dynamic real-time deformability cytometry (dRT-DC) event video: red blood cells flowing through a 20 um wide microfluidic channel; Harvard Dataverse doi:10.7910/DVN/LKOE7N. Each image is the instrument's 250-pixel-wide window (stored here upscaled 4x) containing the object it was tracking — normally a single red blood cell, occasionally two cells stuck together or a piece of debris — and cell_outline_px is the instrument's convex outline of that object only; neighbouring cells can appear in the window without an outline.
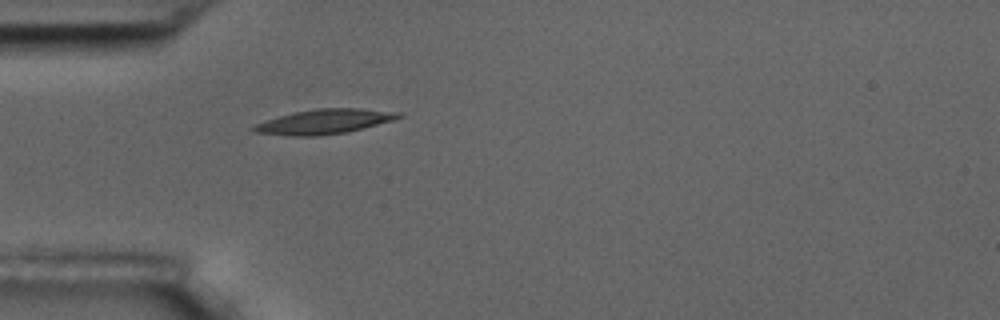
{"species": "common noctule bat (a hibernating species)", "species_latin": "Nyctalus noctula", "temperature_condition": "room temperature", "stored_images_in_passage": 40, "camera_frame_rate_fps": 3000, "um_per_image_px": 0.085, "animal": {"sex": "male", "body_mass_g": 17.5, "forearm_length_mm": 52.3}, "frame": {"image": 1, "passage_image": 1, "time_ms": 0.0, "image_size_px": [1000, 320], "cell_outline_px": [[404, 116], [392, 120], [348, 132], [316, 136], [288, 136], [252, 132], [252, 124], [280, 116], [296, 112], [316, 108], [360, 108], [404, 112]], "centroid_in_image_um": [27.57, 10.33], "position_along_channel_um": 57.4, "area_um2": 20.98}}
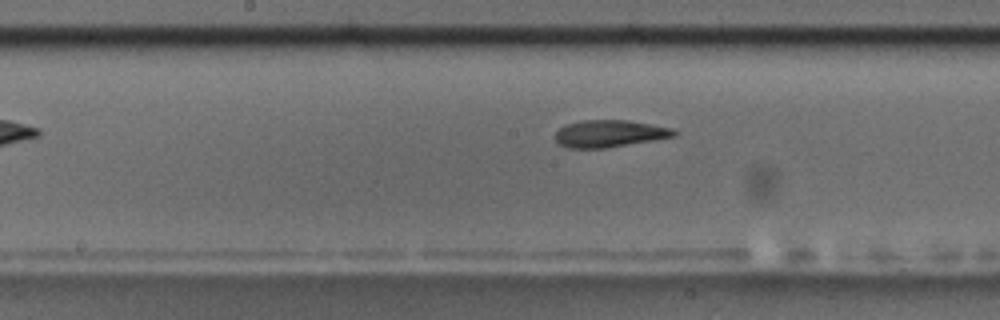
{"frame": {"image": 2, "passage_image": 13, "time_ms": 4.0, "image_size_px": [1000, 320], "cell_outline_px": [[680, 132], [676, 136], [604, 148], [568, 148], [560, 144], [556, 140], [556, 132], [564, 124], [584, 120], [628, 120], [672, 128]], "centroid_in_image_um": [51.82, 11.35], "position_along_channel_um": 196.4, "area_um2": 18.67}}
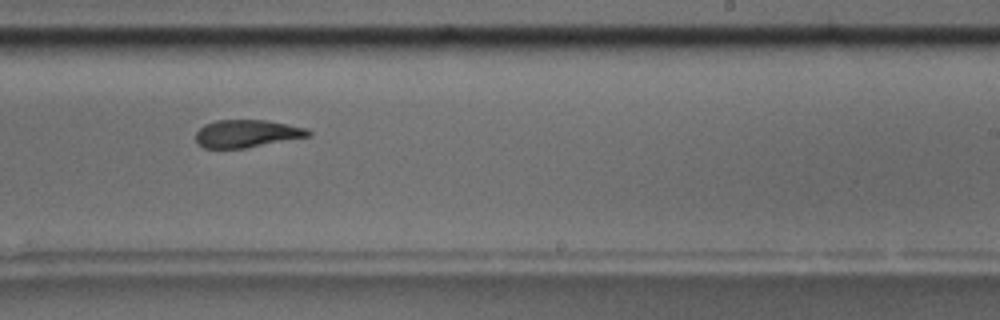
{"frame": {"image": 3, "passage_image": 19, "time_ms": 6.0, "image_size_px": [1000, 320], "cell_outline_px": [[312, 136], [244, 148], [204, 148], [196, 144], [196, 132], [204, 124], [216, 120], [268, 120], [308, 128], [312, 132]], "centroid_in_image_um": [21.0, 11.35], "position_along_channel_um": 268.0, "area_um2": 18.32}, "authors_computed_cell_mechanics": {"area_um2": 19.4497, "velocity_mm_per_s": 3.5891, "shape_relaxation_time_tau1_ms": 5.0231, "shape_relaxation_time_tau2_ms": 2.0493, "deformation_change_tau1": 0.1736, "deformation_change_tau2": 0.0958}}